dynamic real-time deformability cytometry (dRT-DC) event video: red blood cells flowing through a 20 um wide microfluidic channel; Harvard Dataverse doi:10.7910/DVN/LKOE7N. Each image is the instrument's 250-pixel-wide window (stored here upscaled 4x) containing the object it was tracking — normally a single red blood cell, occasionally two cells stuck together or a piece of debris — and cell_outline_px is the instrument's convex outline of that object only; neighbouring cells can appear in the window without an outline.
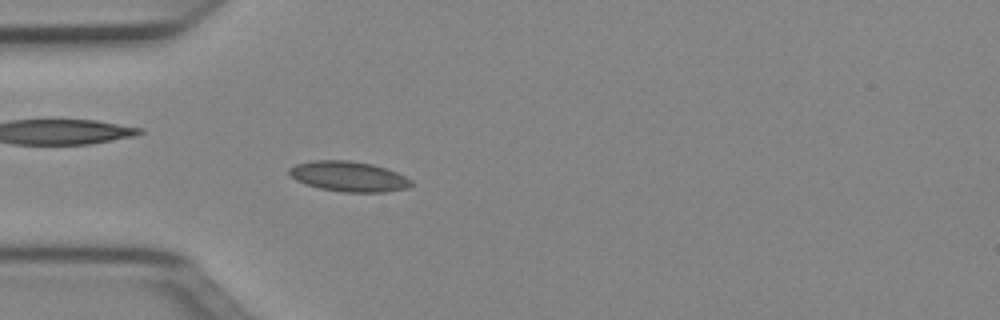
{"species": "Egyptian fruit bat (a non-hibernating species)", "species_latin": "Rousettus aegyptiacus", "temperature_condition": "cold", "stored_images_in_passage": 50, "camera_frame_rate_fps": 3000, "um_per_image_px": 0.085, "animal": {"sex": "female"}, "frame": {"image": 1, "passage_image": 14, "time_ms": 4.333, "image_size_px": [1000, 320], "cell_outline_px": [[412, 184], [408, 188], [384, 192], [344, 192], [320, 188], [296, 180], [288, 172], [288, 168], [296, 164], [312, 160], [348, 160], [372, 164], [396, 172], [412, 180]], "centroid_in_image_um": [29.63, 14.99], "position_along_channel_um": 55.4, "area_um2": 21.33}}
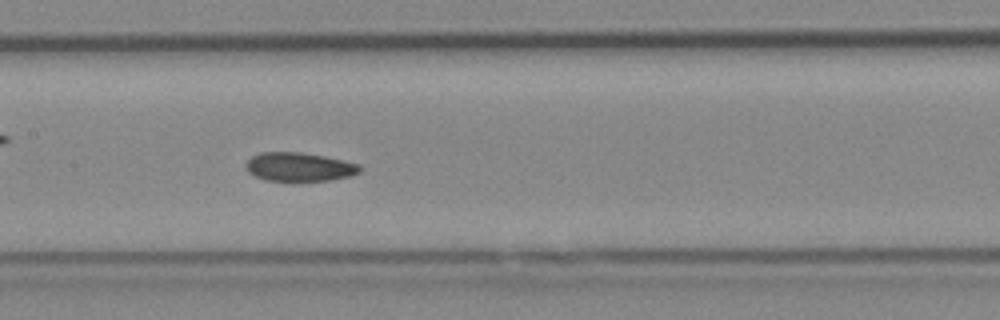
{"frame": {"image": 2, "passage_image": 24, "time_ms": 7.667, "image_size_px": [1000, 320], "cell_outline_px": [[360, 172], [352, 176], [328, 180], [264, 180], [248, 172], [248, 160], [252, 156], [260, 152], [300, 152], [324, 156], [360, 164]], "centroid_in_image_um": [25.46, 14.18], "position_along_channel_um": 181.9, "area_um2": 18.79}}
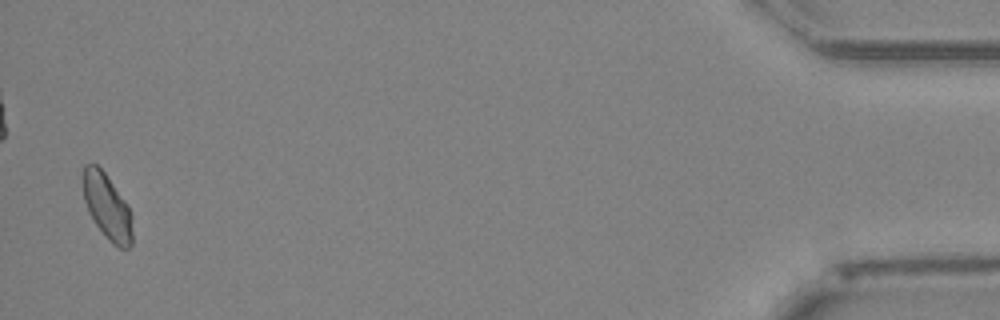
{"frame": {"image": 3, "passage_image": 49, "time_ms": 16.0, "image_size_px": [1000, 320], "cell_outline_px": [[132, 244], [128, 248], [120, 248], [112, 244], [108, 240], [96, 224], [88, 212], [84, 200], [84, 164], [96, 164], [104, 172], [128, 204], [132, 216]], "centroid_in_image_um": [9.14, 17.6], "position_along_channel_um": 426.1, "area_um2": 18.73}, "authors_computed_cell_mechanics": {"area_um2": 19.1896, "velocity_mm_per_s": 3.9833, "shape_relaxation_time_tau1_ms": null, "shape_relaxation_time_tau2_ms": 7.8675, "deformation_change_tau1": null, "deformation_change_tau2": 0.0959}}